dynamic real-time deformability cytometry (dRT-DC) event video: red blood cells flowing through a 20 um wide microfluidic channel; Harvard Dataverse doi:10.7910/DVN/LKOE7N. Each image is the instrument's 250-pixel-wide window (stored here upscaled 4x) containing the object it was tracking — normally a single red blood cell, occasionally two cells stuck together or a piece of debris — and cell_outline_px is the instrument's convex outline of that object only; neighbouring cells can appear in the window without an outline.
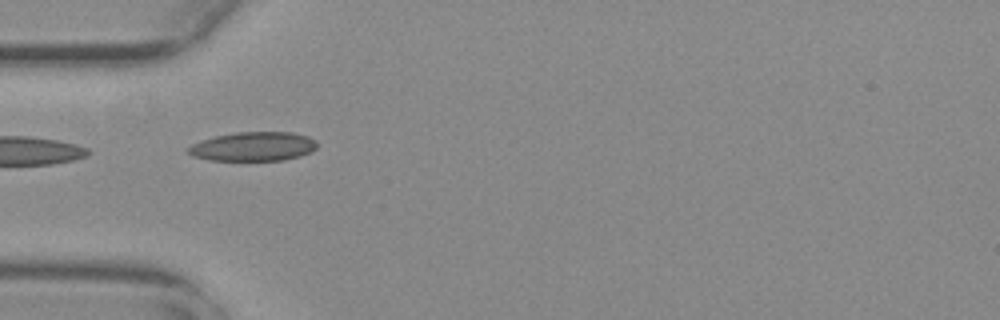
{"species": "common noctule bat (a hibernating species)", "species_latin": "Nyctalus noctula", "temperature_condition": "warm", "stored_images_in_passage": 7, "camera_frame_rate_fps": 3000, "um_per_image_px": 0.085, "animal": {"sex": "female", "body_mass_g": 29.2, "forearm_length_mm": 56.3}, "frame": {"image": 1, "passage_image": 1, "time_ms": 0.0, "image_size_px": [1000, 320], "cell_outline_px": [[316, 148], [312, 152], [300, 156], [284, 160], [208, 160], [192, 156], [188, 152], [188, 148], [192, 144], [216, 136], [236, 132], [292, 132], [308, 136], [316, 140]], "centroid_in_image_um": [21.57, 12.45], "position_along_channel_um": 63.4, "area_um2": 21.79}}
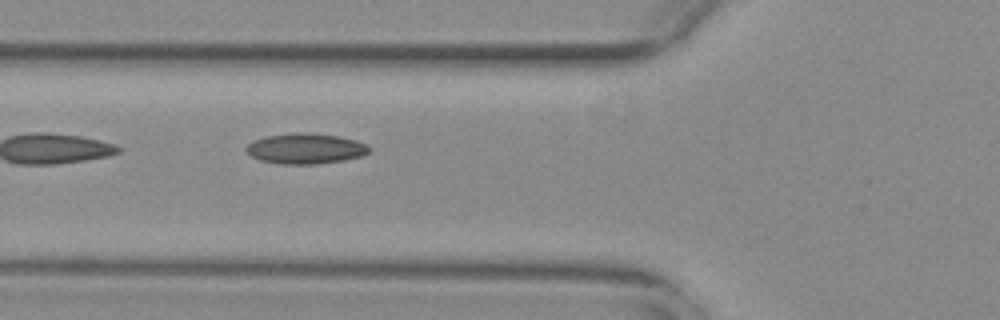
{"frame": {"image": 2, "passage_image": 4, "time_ms": 1.0, "image_size_px": [1000, 320], "cell_outline_px": [[368, 152], [364, 156], [344, 160], [316, 164], [280, 164], [260, 160], [252, 156], [244, 148], [252, 140], [268, 136], [296, 132], [304, 132], [336, 136], [356, 140], [364, 144], [368, 148]], "centroid_in_image_um": [25.94, 12.63], "position_along_channel_um": 99.9, "area_um2": 21.68}}